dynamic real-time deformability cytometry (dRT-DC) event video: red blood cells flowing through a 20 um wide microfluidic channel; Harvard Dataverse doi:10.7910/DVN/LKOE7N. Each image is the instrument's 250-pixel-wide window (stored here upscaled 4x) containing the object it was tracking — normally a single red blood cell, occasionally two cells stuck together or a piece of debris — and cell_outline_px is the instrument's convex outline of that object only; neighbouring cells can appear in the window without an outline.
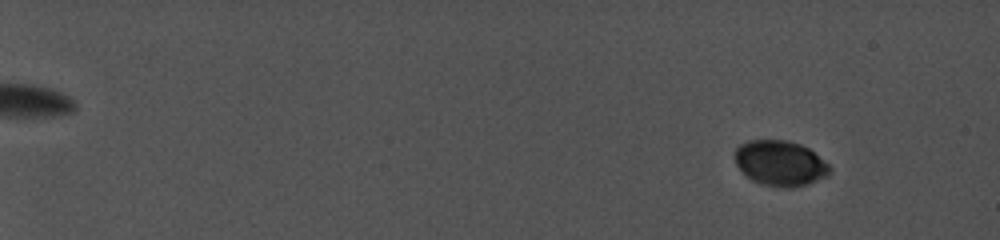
{"species": "common noctule bat (a hibernating species)", "species_latin": "Nyctalus noctula", "temperature_condition": "cold", "stored_images_in_passage": 55, "camera_frame_rate_fps": 5000, "um_per_image_px": 0.085, "animal": {"sex": "female", "body_mass_g": 19.0, "forearm_length_mm": 56.7}, "frame": {"image": 1, "passage_image": 8, "time_ms": 2.8, "image_size_px": [1000, 240], "cell_outline_px": [[832, 172], [828, 176], [808, 184], [792, 188], [784, 188], [760, 184], [744, 176], [736, 164], [732, 152], [740, 144], [748, 140], [788, 140], [800, 144], [808, 148], [828, 164], [832, 168]], "centroid_in_image_um": [66.29, 13.88], "position_along_channel_um": 18.7, "area_um2": 25.55}}
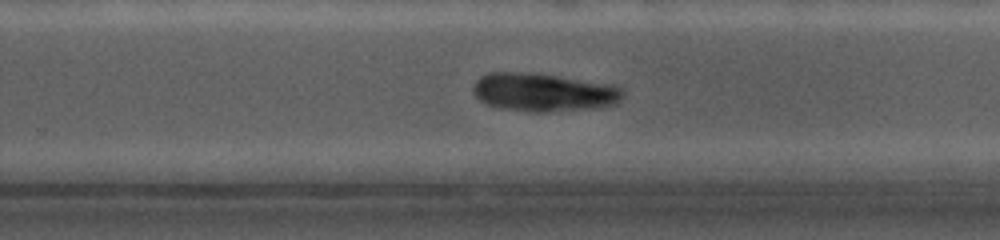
{"frame": {"image": 2, "passage_image": 44, "time_ms": 15.8, "image_size_px": [1000, 240], "cell_outline_px": [[624, 92], [620, 100], [616, 104], [600, 108], [544, 112], [528, 112], [496, 108], [484, 104], [472, 92], [472, 88], [476, 80], [480, 76], [492, 72], [512, 72], [552, 76], [604, 84], [620, 88]], "centroid_in_image_um": [46.12, 7.89], "position_along_channel_um": 283.7, "area_um2": 33.06}}
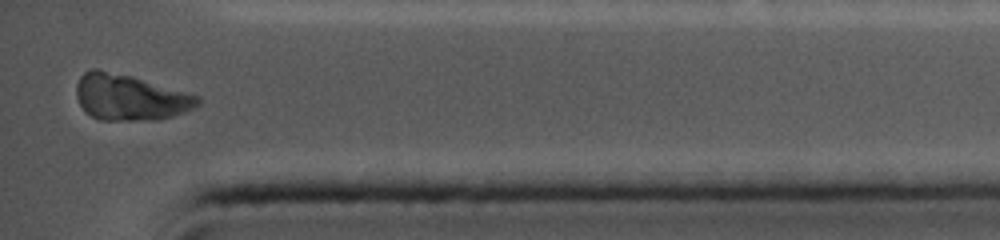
{"frame": {"image": 3, "passage_image": 55, "time_ms": 19.4, "image_size_px": [1000, 240], "cell_outline_px": [[200, 104], [184, 112], [172, 116], [156, 120], [100, 120], [92, 116], [80, 104], [76, 96], [76, 84], [80, 76], [84, 72], [92, 68], [96, 68], [132, 76], [200, 96]], "centroid_in_image_um": [11.03, 8.27], "position_along_channel_um": 424.2, "area_um2": 32.37}, "authors_computed_cell_mechanics": {"area_um2": 29.6514, "velocity_mm_per_s": 3.8982, "shape_relaxation_time_tau1_ms": 1.6262, "shape_relaxation_time_tau2_ms": 8.3041, "deformation_change_tau1": 0.0238, "deformation_change_tau2": 0.0824}}